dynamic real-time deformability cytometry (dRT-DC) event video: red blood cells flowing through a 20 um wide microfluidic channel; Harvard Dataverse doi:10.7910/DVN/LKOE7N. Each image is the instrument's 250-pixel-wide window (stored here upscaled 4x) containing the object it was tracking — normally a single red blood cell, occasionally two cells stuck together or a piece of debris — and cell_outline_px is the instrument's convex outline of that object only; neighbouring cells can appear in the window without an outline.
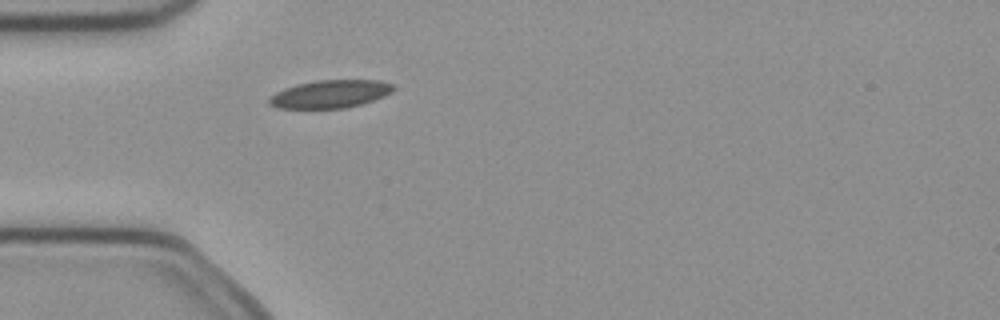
{"species": "common noctule bat (a hibernating species)", "species_latin": "Nyctalus noctula", "temperature_condition": "cold", "stored_images_in_passage": 3, "camera_frame_rate_fps": 3000, "um_per_image_px": 0.085, "animal": {"sex": "female", "body_mass_g": 21.9}, "frame": {"image": 1, "passage_image": 3, "time_ms": 0.667, "image_size_px": [1000, 320], "cell_outline_px": [[396, 88], [392, 92], [384, 96], [360, 104], [344, 108], [276, 108], [268, 104], [268, 100], [276, 92], [284, 88], [296, 84], [316, 80], [380, 80], [396, 84]], "centroid_in_image_um": [28.09, 7.98], "position_along_channel_um": 56.9, "area_um2": 20.29}}